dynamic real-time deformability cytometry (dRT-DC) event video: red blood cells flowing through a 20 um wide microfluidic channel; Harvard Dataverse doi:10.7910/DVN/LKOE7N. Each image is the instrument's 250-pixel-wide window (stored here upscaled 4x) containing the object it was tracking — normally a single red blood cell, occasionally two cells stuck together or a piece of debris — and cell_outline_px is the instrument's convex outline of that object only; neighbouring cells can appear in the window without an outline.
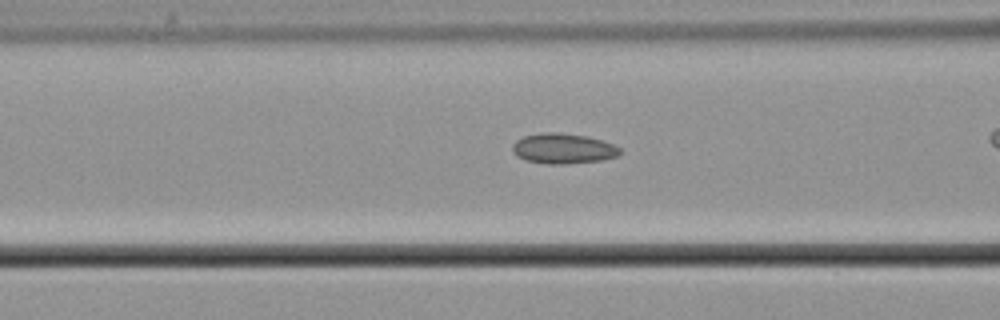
{"species": "common noctule bat (a hibernating species)", "species_latin": "Nyctalus noctula", "temperature_condition": "cold", "stored_images_in_passage": 31, "camera_frame_rate_fps": 3000, "um_per_image_px": 0.085, "animal": {"sex": "male", "body_mass_g": 21.5, "forearm_length_mm": 52.0}, "frame": {"image": 1, "passage_image": 10, "time_ms": 3.0, "image_size_px": [1000, 320], "cell_outline_px": [[620, 152], [616, 156], [600, 160], [568, 164], [548, 164], [528, 160], [516, 156], [512, 152], [512, 144], [516, 140], [524, 136], [540, 132], [556, 132], [588, 136], [612, 144], [620, 148]], "centroid_in_image_um": [47.82, 12.62], "position_along_channel_um": 118.8, "area_um2": 18.9}}
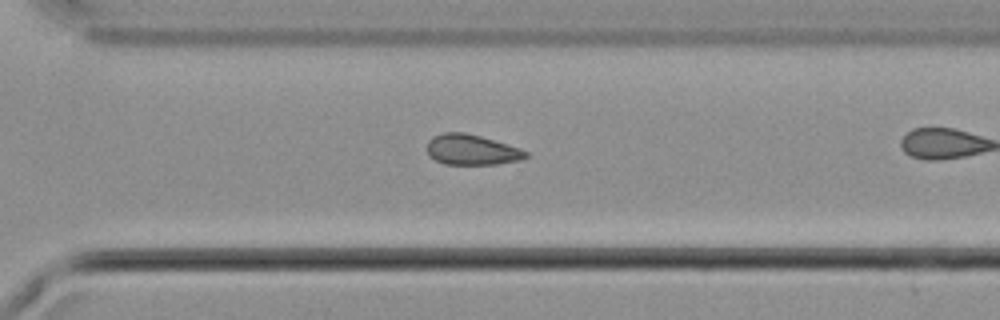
{"frame": {"image": 2, "passage_image": 27, "time_ms": 8.667, "image_size_px": [1000, 320], "cell_outline_px": [[528, 156], [524, 160], [496, 164], [444, 164], [428, 156], [428, 140], [432, 136], [444, 132], [464, 132], [480, 136], [520, 148], [528, 152]], "centroid_in_image_um": [40.1, 12.73], "position_along_channel_um": 330.5, "area_um2": 17.57}}